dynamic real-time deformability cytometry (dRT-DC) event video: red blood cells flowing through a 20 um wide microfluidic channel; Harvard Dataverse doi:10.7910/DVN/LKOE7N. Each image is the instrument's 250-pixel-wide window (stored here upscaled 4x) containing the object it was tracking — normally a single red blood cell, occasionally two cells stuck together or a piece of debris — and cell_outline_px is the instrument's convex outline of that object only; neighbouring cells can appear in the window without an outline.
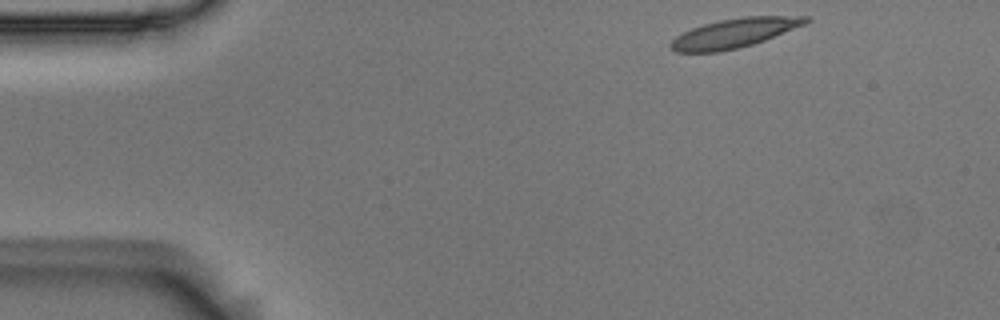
{"species": "Egyptian fruit bat (a non-hibernating species)", "species_latin": "Rousettus aegyptiacus", "temperature_condition": "room temperature", "stored_images_in_passage": 3, "camera_frame_rate_fps": 3000, "um_per_image_px": 0.085, "animal": {"sex": "male"}, "frame": {"image": 1, "passage_image": 1, "time_ms": 0.0, "image_size_px": [1000, 320], "cell_outline_px": [[812, 20], [804, 24], [764, 40], [752, 44], [720, 52], [676, 52], [668, 44], [676, 36], [692, 28], [704, 24], [720, 20], [744, 16], [812, 16]], "centroid_in_image_um": [62.42, 2.8], "position_along_channel_um": 22.6, "area_um2": 22.77}}